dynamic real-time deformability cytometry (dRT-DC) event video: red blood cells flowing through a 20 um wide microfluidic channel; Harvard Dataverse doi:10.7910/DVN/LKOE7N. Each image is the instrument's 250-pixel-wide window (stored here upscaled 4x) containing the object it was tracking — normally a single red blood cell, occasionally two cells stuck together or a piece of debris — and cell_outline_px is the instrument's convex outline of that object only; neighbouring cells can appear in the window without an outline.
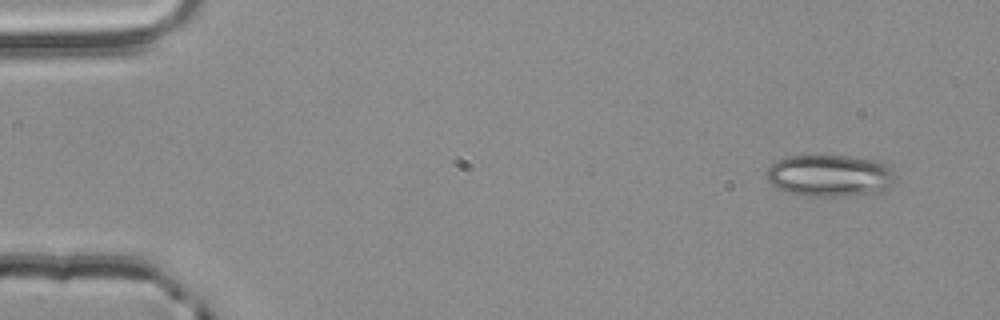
{"species": "common noctule bat (a hibernating species)", "species_latin": "Nyctalus noctula", "temperature_condition": "room temperature", "stored_images_in_passage": 3, "camera_frame_rate_fps": 3000, "um_per_image_px": 0.085, "animal": {"sex": "male", "body_mass_g": 20.4}, "frame": {"image": 1, "passage_image": 1, "time_ms": 0.0, "image_size_px": [1000, 320], "cell_outline_px": [[892, 184], [888, 188], [880, 192], [844, 196], [808, 196], [788, 192], [772, 184], [768, 180], [768, 168], [772, 164], [788, 156], [852, 156], [880, 160], [888, 164], [892, 172]], "centroid_in_image_um": [70.58, 14.92], "position_along_channel_um": 14.4, "area_um2": 31.21}}